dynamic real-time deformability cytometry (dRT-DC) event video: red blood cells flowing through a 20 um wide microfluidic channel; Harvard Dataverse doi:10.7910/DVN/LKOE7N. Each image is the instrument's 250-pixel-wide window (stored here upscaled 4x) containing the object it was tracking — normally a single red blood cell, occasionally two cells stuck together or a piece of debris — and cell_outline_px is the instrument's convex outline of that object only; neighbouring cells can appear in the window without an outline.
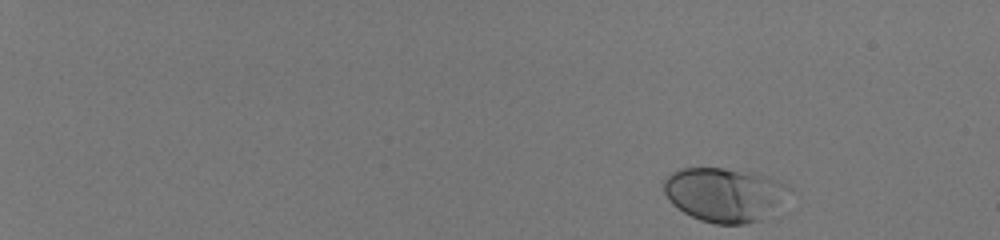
{"species": "human", "species_latin": "Homo sapiens", "temperature_condition": "room temperature", "stored_images_in_passage": 11, "camera_frame_rate_fps": 3000, "um_per_image_px": 0.085, "donor": {"sex": "male"}, "frame": {"image": 1, "passage_image": 1, "time_ms": 0.0, "image_size_px": [1000, 240], "cell_outline_px": [[792, 188], [760, 220], [744, 224], [716, 224], [700, 220], [684, 212], [672, 204], [664, 192], [664, 180], [672, 172], [680, 168], [724, 168], [768, 176]], "centroid_in_image_um": [61.49, 16.53], "position_along_channel_um": 23.5, "area_um2": 38.61}}